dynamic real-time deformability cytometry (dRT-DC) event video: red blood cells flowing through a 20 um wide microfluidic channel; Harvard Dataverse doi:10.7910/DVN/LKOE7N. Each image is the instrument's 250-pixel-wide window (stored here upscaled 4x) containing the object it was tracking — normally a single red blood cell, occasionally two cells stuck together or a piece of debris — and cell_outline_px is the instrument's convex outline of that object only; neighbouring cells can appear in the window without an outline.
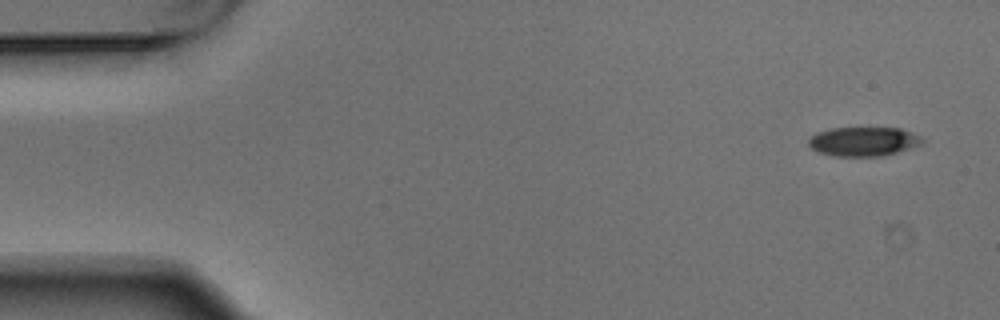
{"species": "Egyptian fruit bat (a non-hibernating species)", "species_latin": "Rousettus aegyptiacus", "temperature_condition": "warm", "stored_images_in_passage": 5, "camera_frame_rate_fps": 3000, "um_per_image_px": 0.085, "animal": {"sex": "male"}, "frame": {"image": 1, "passage_image": 1, "time_ms": 0.0, "image_size_px": [1000, 320], "cell_outline_px": [[924, 140], [920, 144], [896, 152], [880, 156], [836, 156], [820, 152], [812, 148], [808, 144], [808, 140], [816, 132], [832, 128], [900, 128], [912, 132], [920, 136]], "centroid_in_image_um": [73.38, 12.01], "position_along_channel_um": 11.6, "area_um2": 19.07}}